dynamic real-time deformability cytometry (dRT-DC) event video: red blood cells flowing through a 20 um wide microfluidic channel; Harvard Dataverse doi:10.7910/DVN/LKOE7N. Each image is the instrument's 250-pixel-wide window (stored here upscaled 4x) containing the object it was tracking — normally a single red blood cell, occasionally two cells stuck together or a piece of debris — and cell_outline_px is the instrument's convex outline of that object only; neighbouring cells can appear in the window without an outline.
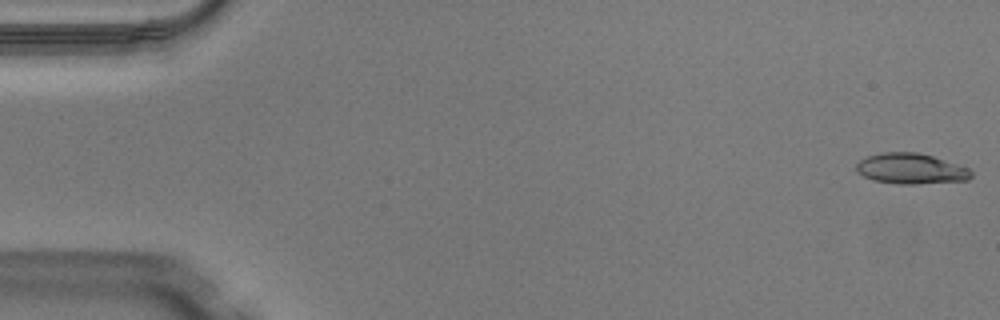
{"species": "Egyptian fruit bat (a non-hibernating species)", "species_latin": "Rousettus aegyptiacus", "temperature_condition": "warm", "stored_images_in_passage": 45, "camera_frame_rate_fps": 3000, "um_per_image_px": 0.085, "animal": {"sex": "male"}, "frame": {"image": 1, "passage_image": 1, "time_ms": 0.0, "image_size_px": [1000, 320], "cell_outline_px": [[972, 176], [968, 180], [912, 184], [900, 184], [872, 180], [856, 172], [856, 164], [860, 160], [868, 156], [884, 152], [916, 152], [932, 156], [968, 168], [972, 172]], "centroid_in_image_um": [77.4, 14.34], "position_along_channel_um": 7.6, "area_um2": 20.29}}
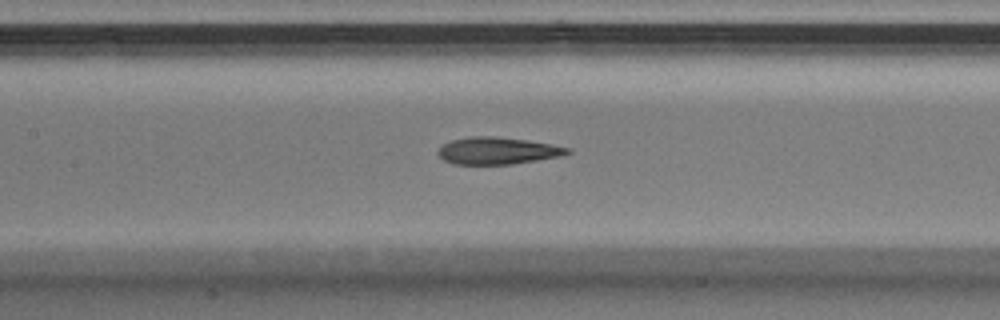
{"frame": {"image": 2, "passage_image": 23, "time_ms": 7.333, "image_size_px": [1000, 320], "cell_outline_px": [[572, 152], [560, 156], [512, 164], [452, 164], [444, 160], [436, 152], [440, 144], [452, 140], [468, 136], [496, 136], [524, 140], [572, 148]], "centroid_in_image_um": [42.23, 12.81], "position_along_channel_um": 165.2, "area_um2": 20.4}}
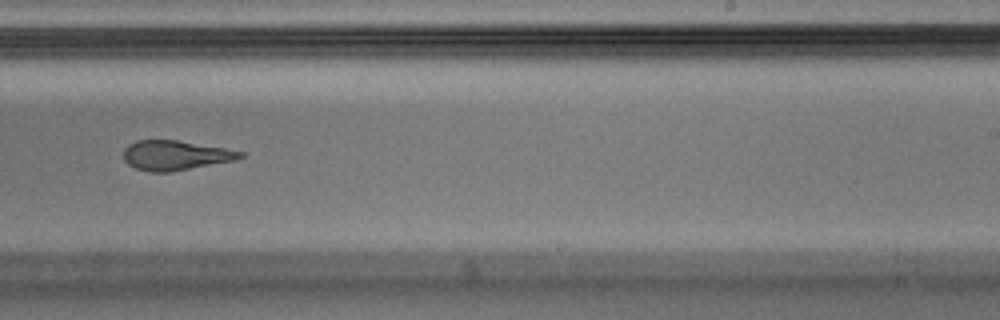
{"frame": {"image": 3, "passage_image": 31, "time_ms": 10.0, "image_size_px": [1000, 320], "cell_outline_px": [[244, 156], [236, 160], [168, 172], [152, 172], [136, 168], [128, 164], [124, 160], [124, 148], [128, 144], [136, 140], [176, 140], [224, 148], [244, 152]], "centroid_in_image_um": [14.89, 13.19], "position_along_channel_um": 274.1, "area_um2": 20.0}, "authors_computed_cell_mechanics": {"area_um2": 20.9814, "velocity_mm_per_s": 4.0927, "shape_relaxation_time_tau1_ms": 5.4892, "shape_relaxation_time_tau2_ms": 2.1555, "deformation_change_tau1": 0.2047, "deformation_change_tau2": 0.124}}